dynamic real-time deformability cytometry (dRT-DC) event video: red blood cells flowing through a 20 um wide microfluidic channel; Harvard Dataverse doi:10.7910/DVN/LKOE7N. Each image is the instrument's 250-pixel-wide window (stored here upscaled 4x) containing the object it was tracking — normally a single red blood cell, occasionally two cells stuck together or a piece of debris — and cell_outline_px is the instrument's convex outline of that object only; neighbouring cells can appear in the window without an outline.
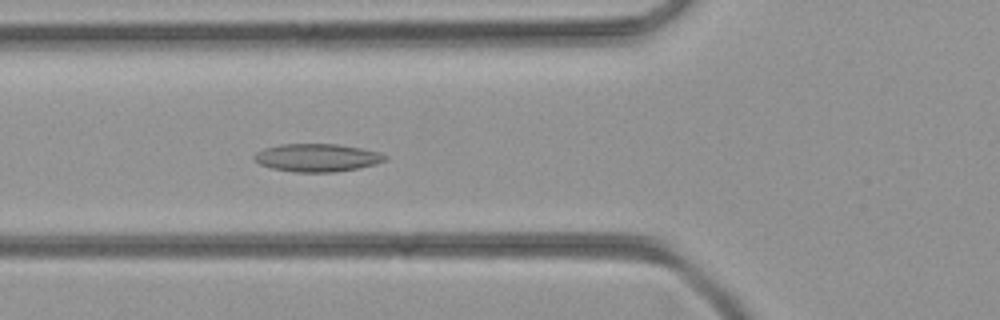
{"species": "common noctule bat (a hibernating species)", "species_latin": "Nyctalus noctula", "temperature_condition": "room temperature", "stored_images_in_passage": 48, "camera_frame_rate_fps": 3000, "um_per_image_px": 0.085, "animal": {"sex": "female", "body_mass_g": 21.9}, "frame": {"image": 1, "passage_image": 17, "time_ms": 5.333, "image_size_px": [1000, 320], "cell_outline_px": [[388, 160], [376, 164], [360, 168], [332, 172], [296, 172], [272, 168], [260, 164], [252, 160], [252, 156], [256, 152], [264, 148], [280, 144], [336, 144], [360, 148], [380, 152], [388, 156]], "centroid_in_image_um": [26.96, 13.4], "position_along_channel_um": 98.8, "area_um2": 21.44}}
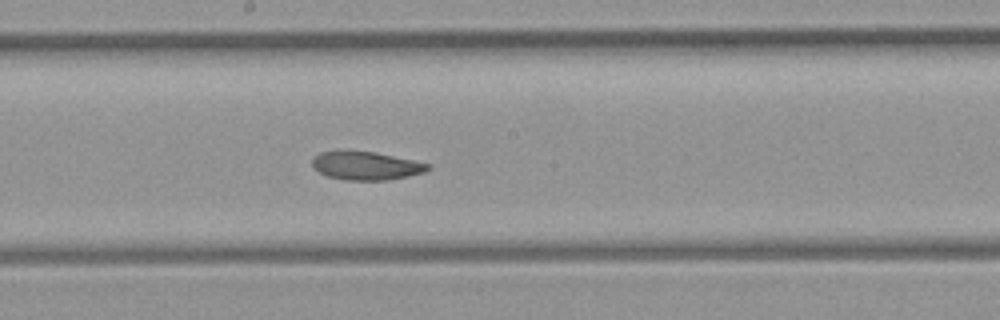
{"frame": {"image": 2, "passage_image": 25, "time_ms": 8.0, "image_size_px": [1000, 320], "cell_outline_px": [[432, 168], [424, 172], [408, 176], [388, 180], [344, 180], [328, 176], [312, 168], [312, 156], [320, 152], [340, 148], [376, 152], [432, 164]], "centroid_in_image_um": [31.07, 14.05], "position_along_channel_um": 217.1, "area_um2": 19.83}}
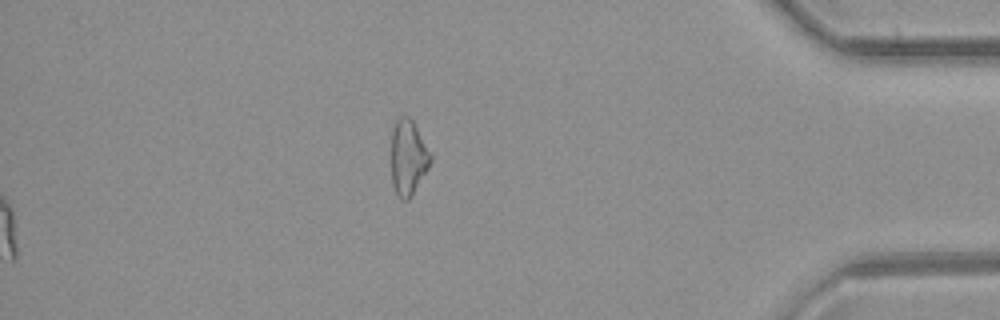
{"frame": {"image": 3, "passage_image": 48, "time_ms": 15.667, "image_size_px": [1000, 320], "cell_outline_px": [[432, 160], [428, 168], [412, 196], [408, 200], [400, 200], [392, 184], [392, 128], [396, 116], [408, 116], [412, 120], [432, 152]], "centroid_in_image_um": [34.7, 13.36], "position_along_channel_um": 400.5, "area_um2": 17.51}}